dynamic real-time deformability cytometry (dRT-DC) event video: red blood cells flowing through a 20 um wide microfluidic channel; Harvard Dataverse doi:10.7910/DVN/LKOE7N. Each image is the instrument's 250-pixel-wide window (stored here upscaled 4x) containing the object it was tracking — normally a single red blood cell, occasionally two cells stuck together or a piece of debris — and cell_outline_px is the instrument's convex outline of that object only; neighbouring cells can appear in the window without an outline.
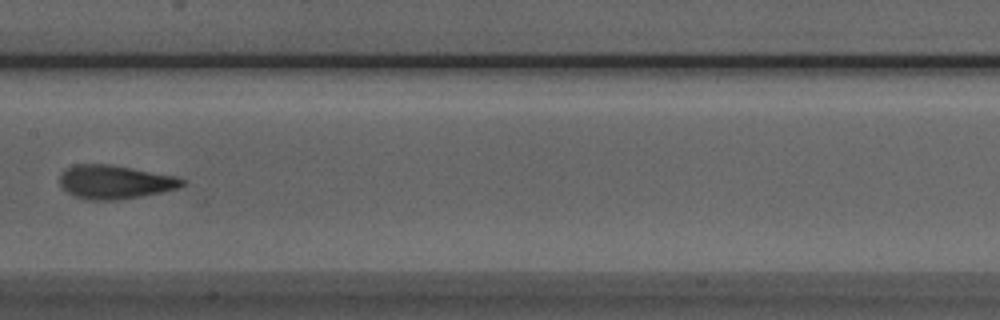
{"species": "Egyptian fruit bat (a non-hibernating species)", "species_latin": "Rousettus aegyptiacus", "temperature_condition": "room temperature", "stored_images_in_passage": 6, "camera_frame_rate_fps": 3000, "um_per_image_px": 0.085, "animal": {"sex": "male"}, "frame": {"image": 1, "passage_image": 6, "time_ms": 6.667, "image_size_px": [1000, 320], "cell_outline_px": [[184, 184], [180, 188], [144, 196], [120, 200], [84, 200], [68, 192], [60, 184], [60, 176], [68, 168], [76, 164], [108, 164], [132, 168], [176, 176], [184, 180]], "centroid_in_image_um": [9.8, 15.48], "position_along_channel_um": 197.6, "area_um2": 23.99}}